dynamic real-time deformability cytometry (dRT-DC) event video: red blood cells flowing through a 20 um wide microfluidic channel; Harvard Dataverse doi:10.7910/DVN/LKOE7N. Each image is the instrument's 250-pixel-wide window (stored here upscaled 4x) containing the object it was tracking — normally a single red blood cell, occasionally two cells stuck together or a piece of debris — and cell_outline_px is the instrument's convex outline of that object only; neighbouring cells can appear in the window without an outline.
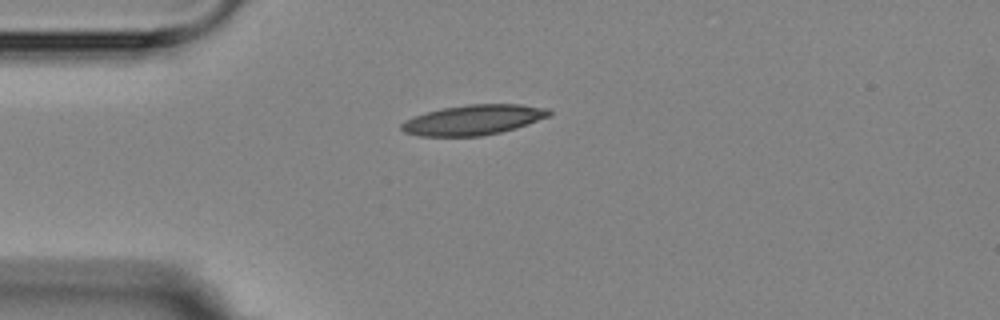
{"species": "Egyptian fruit bat (a non-hibernating species)", "species_latin": "Rousettus aegyptiacus", "temperature_condition": "room temperature", "stored_images_in_passage": 3, "camera_frame_rate_fps": 3000, "um_per_image_px": 0.085, "animal": {"sex": "female"}, "frame": {"image": 1, "passage_image": 3, "time_ms": 4.0, "image_size_px": [1000, 320], "cell_outline_px": [[552, 116], [516, 128], [500, 132], [480, 136], [420, 136], [404, 132], [400, 128], [400, 124], [404, 120], [428, 112], [444, 108], [468, 104], [520, 104], [548, 108], [552, 112]], "centroid_in_image_um": [40.28, 10.19], "position_along_channel_um": 44.7, "area_um2": 25.89}}